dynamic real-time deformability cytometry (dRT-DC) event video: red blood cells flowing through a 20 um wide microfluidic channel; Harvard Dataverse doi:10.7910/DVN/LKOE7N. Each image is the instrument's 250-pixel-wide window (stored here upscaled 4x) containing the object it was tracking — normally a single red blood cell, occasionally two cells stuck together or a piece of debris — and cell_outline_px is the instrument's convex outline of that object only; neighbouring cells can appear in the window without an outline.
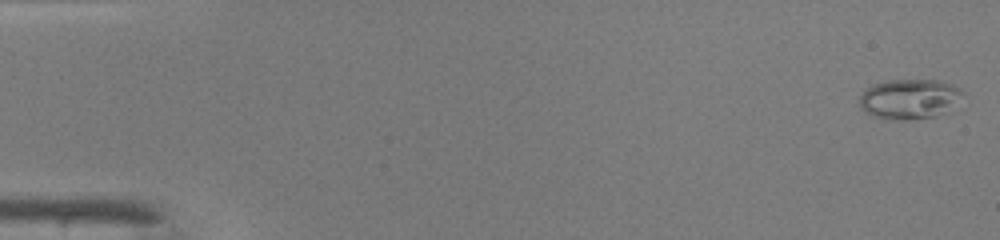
{"species": "common noctule bat (a hibernating species)", "species_latin": "Nyctalus noctula", "temperature_condition": "warm", "stored_images_in_passage": 48, "camera_frame_rate_fps": 3000, "um_per_image_px": 0.085, "animal": {"sex": "male", "body_mass_g": 19.0, "forearm_length_mm": 50.8}, "frame": {"image": 1, "passage_image": 1, "time_ms": 0.0, "image_size_px": [1000, 240], "cell_outline_px": [[964, 92], [952, 112], [936, 116], [904, 120], [876, 116], [864, 112], [860, 108], [860, 96], [872, 84], [888, 80], [936, 80], [952, 84], [960, 88]], "centroid_in_image_um": [77.37, 8.41], "position_along_channel_um": 7.6, "area_um2": 24.16}}
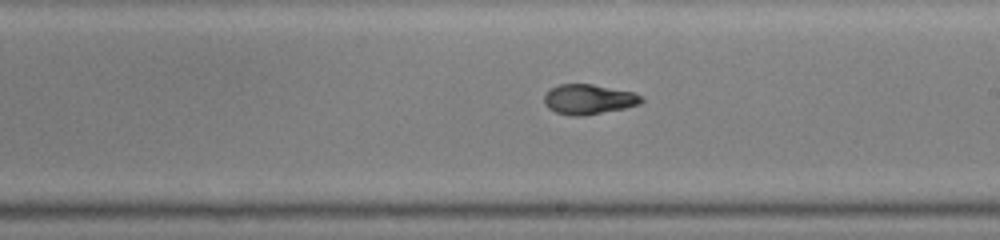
{"frame": {"image": 2, "passage_image": 28, "time_ms": 9.0, "image_size_px": [1000, 240], "cell_outline_px": [[644, 100], [640, 104], [624, 108], [584, 116], [568, 116], [556, 112], [548, 108], [544, 104], [544, 96], [552, 88], [560, 84], [592, 84], [632, 92], [640, 96]], "centroid_in_image_um": [50.01, 8.45], "position_along_channel_um": 239.0, "area_um2": 16.88}}
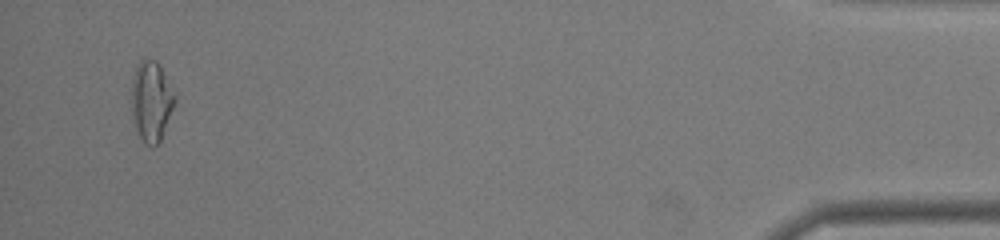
{"frame": {"image": 3, "passage_image": 46, "time_ms": 15.0, "image_size_px": [1000, 240], "cell_outline_px": [[176, 100], [160, 140], [152, 148], [144, 144], [136, 128], [132, 112], [132, 88], [136, 64], [140, 60], [156, 60], [160, 64], [176, 96]], "centroid_in_image_um": [12.87, 8.59], "position_along_channel_um": 422.3, "area_um2": 20.0}, "authors_computed_cell_mechanics": {"area_um2": 18.1203, "velocity_mm_per_s": 4.3012, "shape_relaxation_time_tau1_ms": null, "shape_relaxation_time_tau2_ms": 1.084, "deformation_change_tau1": null, "deformation_change_tau2": 0.046}}